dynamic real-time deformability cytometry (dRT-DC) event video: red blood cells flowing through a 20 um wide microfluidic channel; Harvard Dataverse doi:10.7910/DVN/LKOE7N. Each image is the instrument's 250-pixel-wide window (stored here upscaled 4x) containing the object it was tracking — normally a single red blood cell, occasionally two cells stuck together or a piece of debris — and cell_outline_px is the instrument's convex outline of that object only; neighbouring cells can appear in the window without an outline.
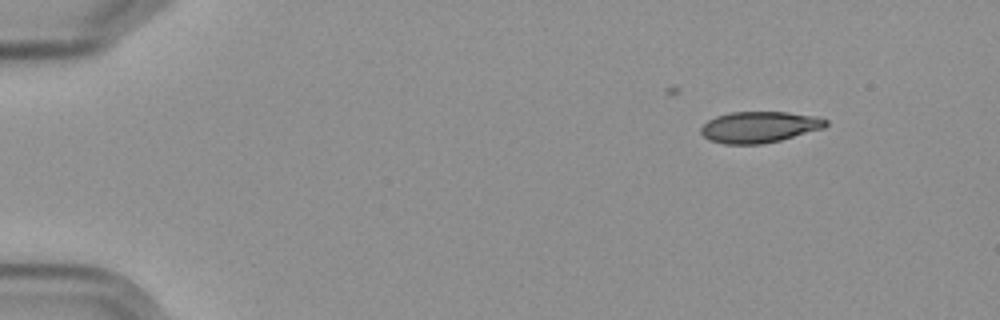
{"species": "Egyptian fruit bat (a non-hibernating species)", "species_latin": "Rousettus aegyptiacus", "temperature_condition": "cold", "stored_images_in_passage": 7, "camera_frame_rate_fps": 3000, "um_per_image_px": 0.085, "frame": {"image": 1, "passage_image": 1, "time_ms": 0.0, "image_size_px": [1000, 320], "cell_outline_px": [[828, 124], [824, 128], [780, 140], [760, 144], [724, 144], [708, 140], [700, 132], [700, 128], [708, 120], [716, 116], [732, 112], [788, 112], [820, 116], [828, 120]], "centroid_in_image_um": [64.56, 10.79], "position_along_channel_um": 20.4, "area_um2": 22.83}}